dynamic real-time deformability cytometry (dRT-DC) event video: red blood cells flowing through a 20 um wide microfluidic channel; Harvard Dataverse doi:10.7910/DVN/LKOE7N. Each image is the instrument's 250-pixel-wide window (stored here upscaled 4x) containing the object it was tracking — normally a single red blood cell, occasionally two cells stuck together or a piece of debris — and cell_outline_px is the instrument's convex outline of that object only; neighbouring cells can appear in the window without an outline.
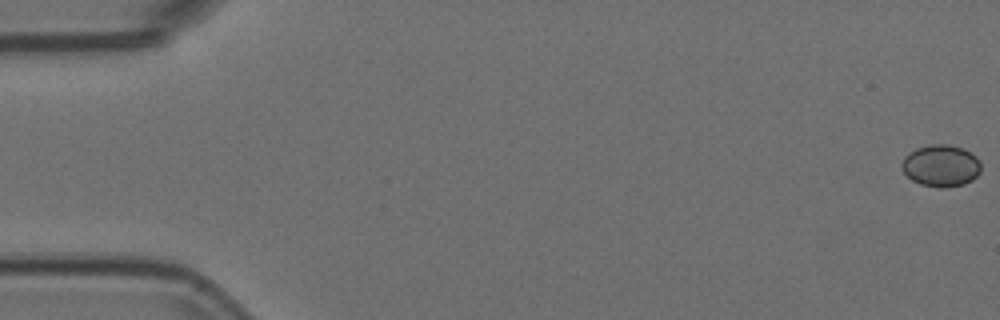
{"species": "Egyptian fruit bat (a non-hibernating species)", "species_latin": "Rousettus aegyptiacus", "temperature_condition": "room temperature", "stored_images_in_passage": 14, "camera_frame_rate_fps": 3000, "um_per_image_px": 0.085, "animal": {"sex": "female"}, "frame": {"image": 1, "passage_image": 1, "time_ms": 0.0, "image_size_px": [1000, 320], "cell_outline_px": [[980, 172], [972, 180], [964, 184], [944, 188], [940, 188], [920, 184], [912, 180], [900, 168], [900, 164], [904, 156], [908, 152], [916, 148], [932, 144], [948, 144], [964, 148], [972, 152], [980, 160]], "centroid_in_image_um": [79.97, 14.07], "position_along_channel_um": 5.0, "area_um2": 19.65}}